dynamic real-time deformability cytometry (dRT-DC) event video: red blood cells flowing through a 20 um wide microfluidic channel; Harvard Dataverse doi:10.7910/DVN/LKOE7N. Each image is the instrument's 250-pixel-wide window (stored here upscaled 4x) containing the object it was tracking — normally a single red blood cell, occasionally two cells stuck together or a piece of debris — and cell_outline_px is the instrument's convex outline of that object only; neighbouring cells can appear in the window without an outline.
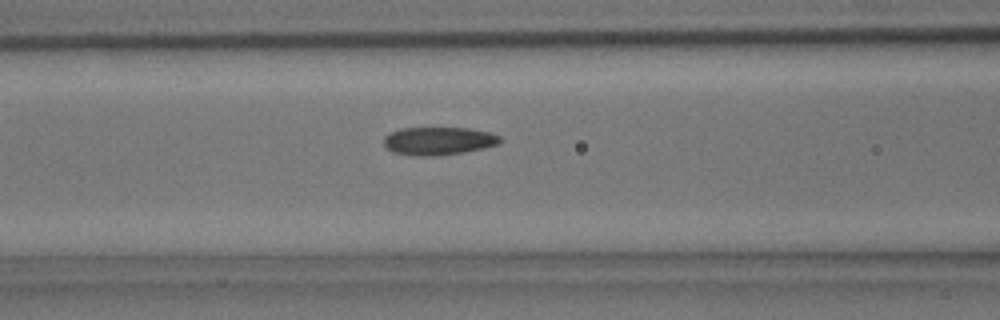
{"species": "common noctule bat (a hibernating species)", "species_latin": "Nyctalus noctula", "temperature_condition": "room temperature", "stored_images_in_passage": 7, "camera_frame_rate_fps": 3000, "um_per_image_px": 0.085, "animal": {"sex": "male", "body_mass_g": 15.6}, "frame": {"image": 1, "passage_image": 7, "time_ms": 7.667, "image_size_px": [1000, 320], "cell_outline_px": [[504, 140], [500, 144], [484, 148], [464, 152], [440, 156], [416, 156], [392, 152], [384, 144], [384, 136], [400, 128], [468, 128], [488, 132], [500, 136]], "centroid_in_image_um": [37.3, 11.99], "position_along_channel_um": 129.3, "area_um2": 19.13}}